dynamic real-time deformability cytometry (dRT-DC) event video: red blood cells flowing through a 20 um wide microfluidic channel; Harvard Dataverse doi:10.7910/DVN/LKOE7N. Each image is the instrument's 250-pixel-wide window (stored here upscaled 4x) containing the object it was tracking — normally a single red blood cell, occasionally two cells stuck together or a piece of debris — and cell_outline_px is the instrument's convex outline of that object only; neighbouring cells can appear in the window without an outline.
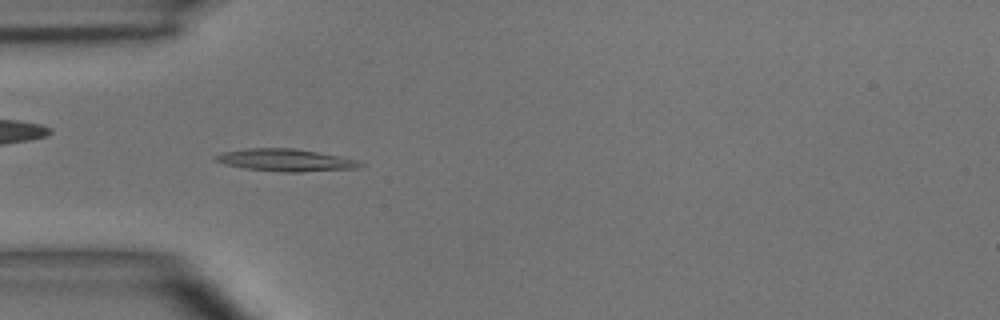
{"species": "common noctule bat (a hibernating species)", "species_latin": "Nyctalus noctula", "temperature_condition": "room temperature", "stored_images_in_passage": 6, "camera_frame_rate_fps": 3000, "um_per_image_px": 0.085, "animal": {"sex": "male", "body_mass_g": 15.6}, "frame": {"image": 1, "passage_image": 5, "time_ms": 4.667, "image_size_px": [1000, 320], "cell_outline_px": [[364, 164], [356, 168], [300, 172], [284, 172], [244, 168], [224, 164], [216, 160], [212, 156], [224, 152], [248, 148], [292, 148], [340, 156], [356, 160]], "centroid_in_image_um": [24.24, 13.61], "position_along_channel_um": 60.8, "area_um2": 18.55}}
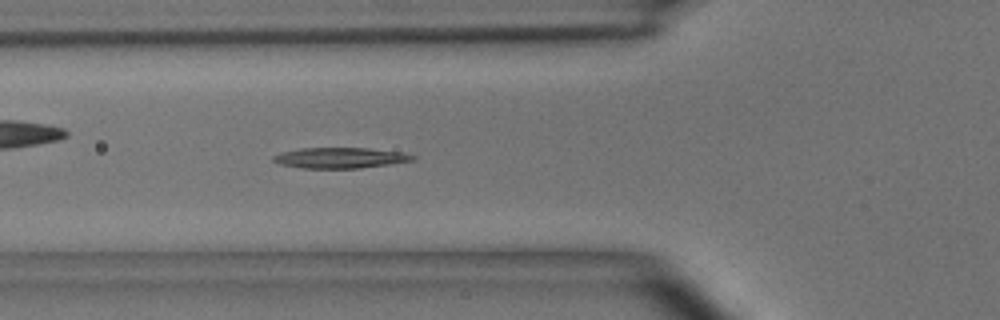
{"frame": {"image": 2, "passage_image": 6, "time_ms": 5.667, "image_size_px": [1000, 320], "cell_outline_px": [[416, 160], [360, 168], [300, 168], [280, 164], [272, 160], [272, 156], [280, 152], [300, 148], [368, 148], [404, 152], [416, 156]], "centroid_in_image_um": [28.91, 13.41], "position_along_channel_um": 96.9, "area_um2": 16.88}}